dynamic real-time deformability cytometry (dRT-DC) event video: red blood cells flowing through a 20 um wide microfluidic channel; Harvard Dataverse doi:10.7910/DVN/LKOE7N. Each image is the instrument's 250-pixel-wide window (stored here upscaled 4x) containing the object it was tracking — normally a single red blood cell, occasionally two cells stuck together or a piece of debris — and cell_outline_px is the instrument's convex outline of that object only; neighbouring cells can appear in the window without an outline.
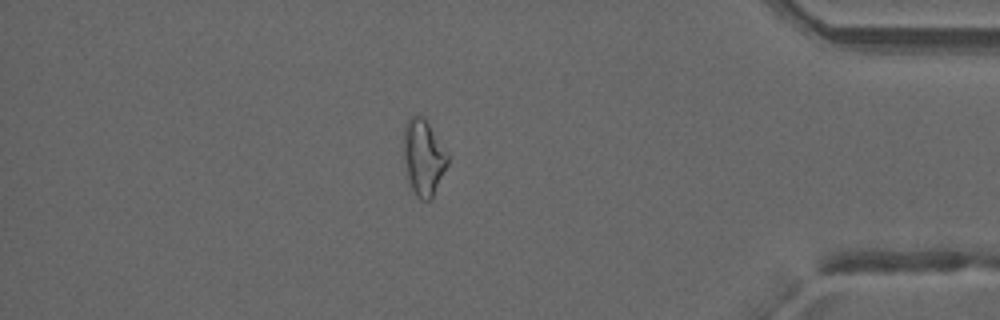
{"species": "common noctule bat (a hibernating species)", "species_latin": "Nyctalus noctula", "temperature_condition": "warm", "stored_images_in_passage": 49, "camera_frame_rate_fps": 3000, "um_per_image_px": 0.085, "animal": {"sex": "male", "forearm_length_mm": 52.5}, "frame": {"image": 1, "passage_image": 42, "time_ms": 13.667, "image_size_px": [1000, 320], "cell_outline_px": [[448, 164], [432, 196], [428, 200], [420, 200], [416, 196], [408, 180], [404, 160], [404, 124], [412, 116], [424, 116], [448, 156]], "centroid_in_image_um": [35.97, 13.37], "position_along_channel_um": 399.2, "area_um2": 19.02}, "authors_computed_cell_mechanics": {"area_um2": 20.808, "velocity_mm_per_s": 4.22, "shape_relaxation_time_tau1_ms": null, "shape_relaxation_time_tau2_ms": 3.6453, "deformation_change_tau1": null, "deformation_change_tau2": 0.1267}}